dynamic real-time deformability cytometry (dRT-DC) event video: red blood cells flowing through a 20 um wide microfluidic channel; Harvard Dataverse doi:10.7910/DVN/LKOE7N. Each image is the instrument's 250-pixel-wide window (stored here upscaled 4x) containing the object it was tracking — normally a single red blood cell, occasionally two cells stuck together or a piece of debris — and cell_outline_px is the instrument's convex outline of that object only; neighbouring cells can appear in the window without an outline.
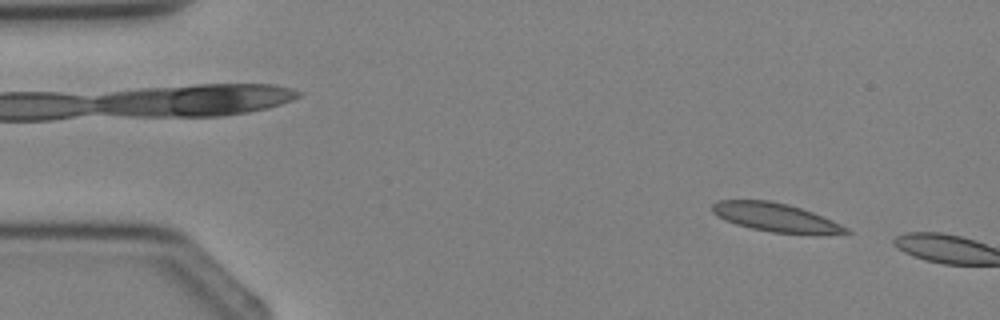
{"species": "Egyptian fruit bat (a non-hibernating species)", "species_latin": "Rousettus aegyptiacus", "temperature_condition": "cold", "stored_images_in_passage": 3, "camera_frame_rate_fps": 3000, "um_per_image_px": 0.085, "animal": {"sex": "female"}, "frame": {"image": 1, "passage_image": 2, "time_ms": 1.0, "image_size_px": [1000, 320], "cell_outline_px": [[852, 232], [820, 236], [772, 232], [752, 228], [736, 224], [724, 220], [712, 212], [712, 204], [720, 200], [772, 200], [788, 204], [812, 212], [832, 220], [848, 228]], "centroid_in_image_um": [65.98, 18.5], "position_along_channel_um": 19.0, "area_um2": 22.6}}